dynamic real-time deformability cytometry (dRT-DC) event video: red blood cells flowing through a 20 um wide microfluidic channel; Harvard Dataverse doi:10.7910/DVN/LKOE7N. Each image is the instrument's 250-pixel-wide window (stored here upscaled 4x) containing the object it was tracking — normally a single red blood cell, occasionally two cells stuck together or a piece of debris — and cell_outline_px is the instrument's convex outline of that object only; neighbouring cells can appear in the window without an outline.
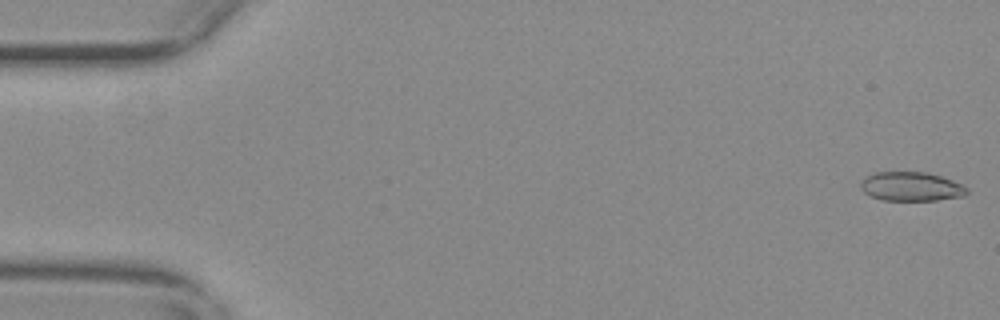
{"species": "common noctule bat (a hibernating species)", "species_latin": "Nyctalus noctula", "temperature_condition": "warm", "stored_images_in_passage": 16, "camera_frame_rate_fps": 3000, "um_per_image_px": 0.085, "animal": {"sex": "female", "body_mass_g": 29.2, "forearm_length_mm": 56.3}, "frame": {"image": 1, "passage_image": 1, "time_ms": 0.0, "image_size_px": [1000, 320], "cell_outline_px": [[968, 192], [964, 196], [936, 200], [884, 200], [868, 196], [860, 188], [860, 184], [864, 176], [872, 172], [924, 172], [940, 176], [964, 184], [968, 188]], "centroid_in_image_um": [77.43, 15.85], "position_along_channel_um": 7.6, "area_um2": 18.21}}
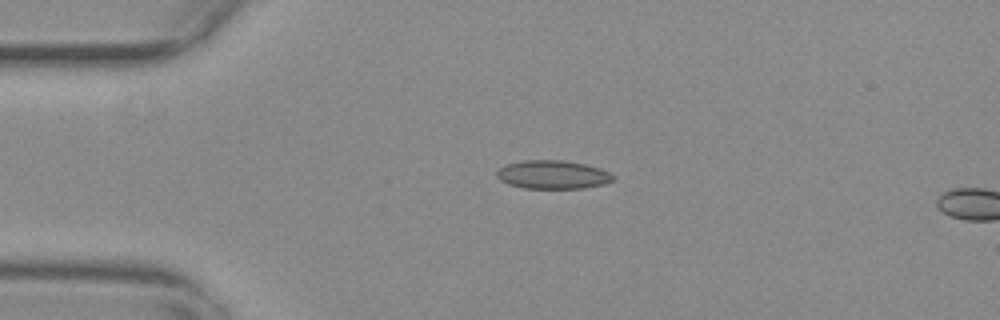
{"frame": {"image": 2, "passage_image": 13, "time_ms": 4.0, "image_size_px": [1000, 320], "cell_outline_px": [[612, 180], [604, 184], [584, 188], [524, 188], [508, 184], [500, 180], [496, 176], [496, 172], [500, 168], [508, 164], [524, 160], [564, 160], [584, 164], [600, 168], [608, 172], [612, 176]], "centroid_in_image_um": [46.95, 14.84], "position_along_channel_um": 38.0, "area_um2": 19.13}}